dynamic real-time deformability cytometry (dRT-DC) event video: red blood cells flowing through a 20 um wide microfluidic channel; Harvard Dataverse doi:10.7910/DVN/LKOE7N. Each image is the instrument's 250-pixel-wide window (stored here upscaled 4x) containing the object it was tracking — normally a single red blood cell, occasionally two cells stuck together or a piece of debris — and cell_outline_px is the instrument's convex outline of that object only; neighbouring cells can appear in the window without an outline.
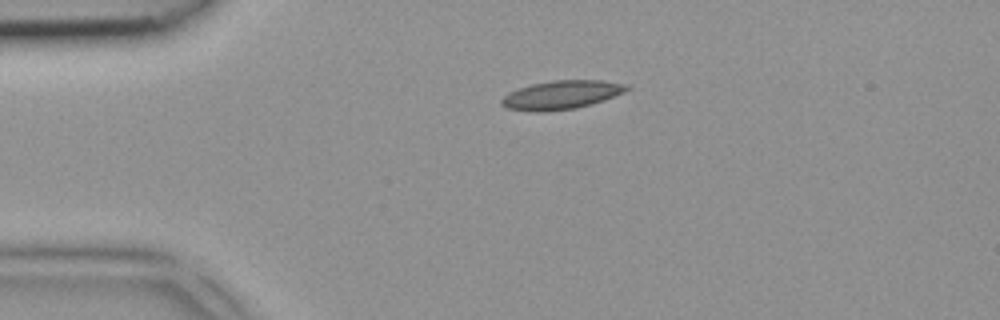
{"species": "common noctule bat (a hibernating species)", "species_latin": "Nyctalus noctula", "temperature_condition": "room temperature", "stored_images_in_passage": 3, "camera_frame_rate_fps": 3000, "um_per_image_px": 0.085, "animal": {"sex": "female", "body_mass_g": 18.4}, "frame": {"image": 1, "passage_image": 1, "time_ms": 0.0, "image_size_px": [1000, 320], "cell_outline_px": [[632, 88], [624, 92], [604, 100], [592, 104], [576, 108], [548, 112], [532, 112], [508, 108], [500, 104], [500, 100], [508, 92], [532, 84], [552, 80], [604, 80], [628, 84]], "centroid_in_image_um": [47.74, 8.07], "position_along_channel_um": 37.3, "area_um2": 21.15}}